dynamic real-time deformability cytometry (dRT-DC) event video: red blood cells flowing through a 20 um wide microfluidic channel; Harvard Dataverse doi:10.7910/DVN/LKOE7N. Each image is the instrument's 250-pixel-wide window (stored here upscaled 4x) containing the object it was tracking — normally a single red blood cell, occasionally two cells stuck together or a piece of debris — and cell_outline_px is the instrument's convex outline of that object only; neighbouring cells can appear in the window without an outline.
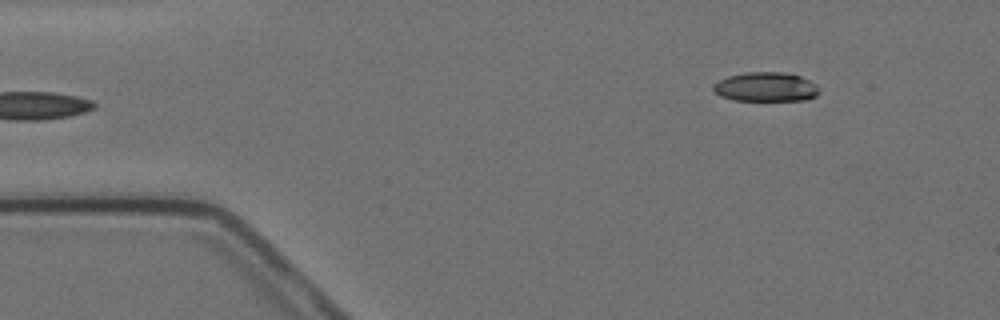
{"species": "Egyptian fruit bat (a non-hibernating species)", "species_latin": "Rousettus aegyptiacus", "temperature_condition": "cold", "stored_images_in_passage": 5, "camera_frame_rate_fps": 3000, "um_per_image_px": 0.085, "animal": {"sex": "female"}, "frame": {"image": 1, "passage_image": 5, "time_ms": 5.333, "image_size_px": [1000, 320], "cell_outline_px": [[820, 92], [816, 96], [808, 100], [732, 100], [720, 96], [712, 88], [712, 84], [728, 76], [748, 72], [784, 72], [800, 76], [816, 84], [820, 88]], "centroid_in_image_um": [65.12, 7.39], "position_along_channel_um": 19.9, "area_um2": 18.15}}